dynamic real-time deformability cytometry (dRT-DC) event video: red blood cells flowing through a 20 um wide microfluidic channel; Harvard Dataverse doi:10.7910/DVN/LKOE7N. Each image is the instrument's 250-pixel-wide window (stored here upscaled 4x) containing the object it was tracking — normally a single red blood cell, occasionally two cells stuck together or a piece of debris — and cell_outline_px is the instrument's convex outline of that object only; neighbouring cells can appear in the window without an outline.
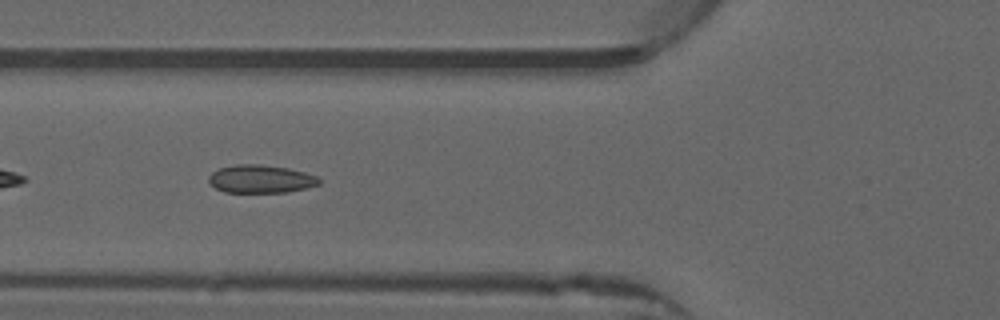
{"species": "common noctule bat (a hibernating species)", "species_latin": "Nyctalus noctula", "temperature_condition": "warm", "stored_images_in_passage": 30, "camera_frame_rate_fps": 3000, "um_per_image_px": 0.085, "animal": {"sex": "male", "forearm_length_mm": 52.5}, "frame": {"image": 1, "passage_image": 5, "time_ms": 1.333, "image_size_px": [1000, 320], "cell_outline_px": [[320, 184], [288, 192], [224, 192], [216, 188], [208, 180], [208, 176], [212, 172], [220, 168], [236, 164], [260, 164], [288, 168], [304, 172], [316, 176], [320, 180]], "centroid_in_image_um": [22.15, 15.21], "position_along_channel_um": 103.7, "area_um2": 17.92}}
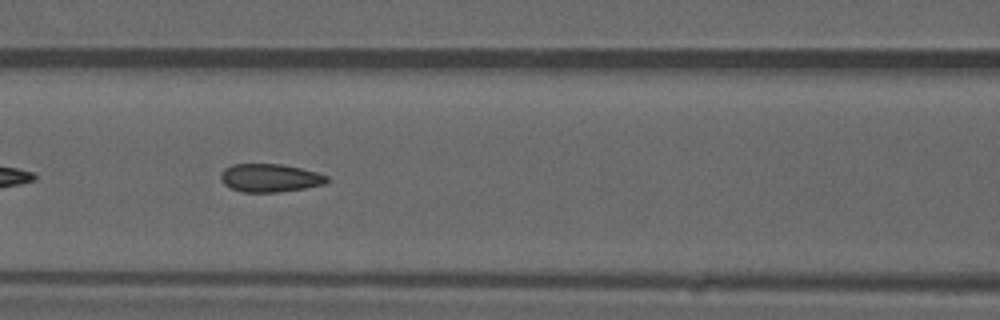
{"frame": {"image": 2, "passage_image": 8, "time_ms": 2.333, "image_size_px": [1000, 320], "cell_outline_px": [[328, 180], [324, 184], [304, 188], [276, 192], [244, 192], [232, 188], [224, 184], [220, 180], [220, 172], [224, 168], [232, 164], [280, 164], [300, 168], [316, 172], [328, 176]], "centroid_in_image_um": [22.91, 15.11], "position_along_channel_um": 143.7, "area_um2": 17.34}, "authors_computed_cell_mechanics": {"area_um2": 17.34, "velocity_mm_per_s": 3.9616, "shape_relaxation_time_tau1_ms": null, "shape_relaxation_time_tau2_ms": 1.1223, "deformation_change_tau1": null, "deformation_change_tau2": 0.0709}}